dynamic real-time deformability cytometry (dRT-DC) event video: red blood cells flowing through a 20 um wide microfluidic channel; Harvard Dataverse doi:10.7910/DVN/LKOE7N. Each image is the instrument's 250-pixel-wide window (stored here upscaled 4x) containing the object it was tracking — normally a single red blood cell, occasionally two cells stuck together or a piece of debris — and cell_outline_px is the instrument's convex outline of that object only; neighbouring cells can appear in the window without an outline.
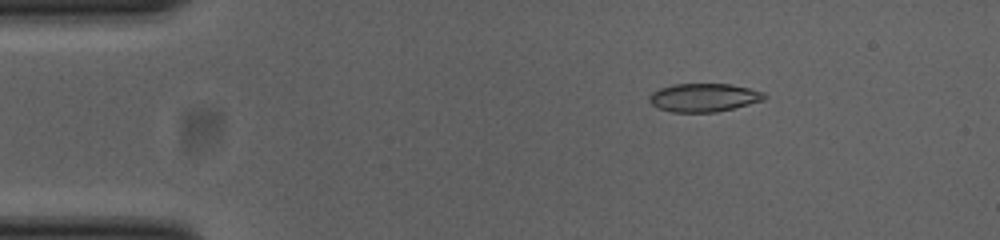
{"species": "common noctule bat (a hibernating species)", "species_latin": "Nyctalus noctula", "temperature_condition": "cold", "stored_images_in_passage": 52, "camera_frame_rate_fps": 3000, "um_per_image_px": 0.085, "animal": {"sex": "female", "body_mass_g": 23.0, "forearm_length_mm": 53.4}, "frame": {"image": 1, "passage_image": 8, "time_ms": 2.333, "image_size_px": [1000, 240], "cell_outline_px": [[768, 96], [764, 100], [716, 112], [672, 112], [660, 108], [652, 104], [648, 100], [648, 96], [652, 92], [660, 88], [672, 84], [732, 84], [764, 92]], "centroid_in_image_um": [59.82, 8.28], "position_along_channel_um": 25.2, "area_um2": 18.96}}
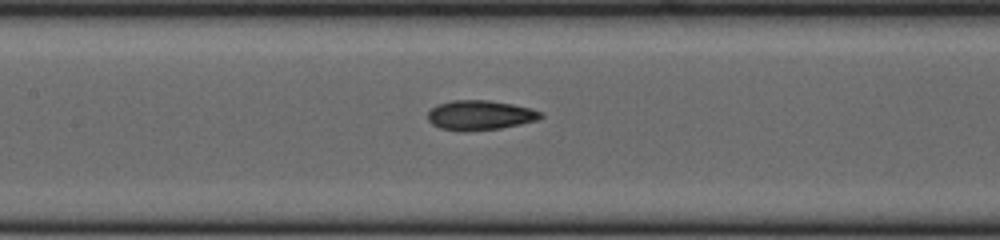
{"frame": {"image": 2, "passage_image": 24, "time_ms": 7.667, "image_size_px": [1000, 240], "cell_outline_px": [[544, 116], [536, 120], [520, 124], [500, 128], [460, 132], [440, 128], [432, 124], [428, 120], [428, 112], [436, 104], [452, 100], [488, 100], [512, 104], [532, 108], [540, 112]], "centroid_in_image_um": [40.77, 9.79], "position_along_channel_um": 166.6, "area_um2": 19.59}}
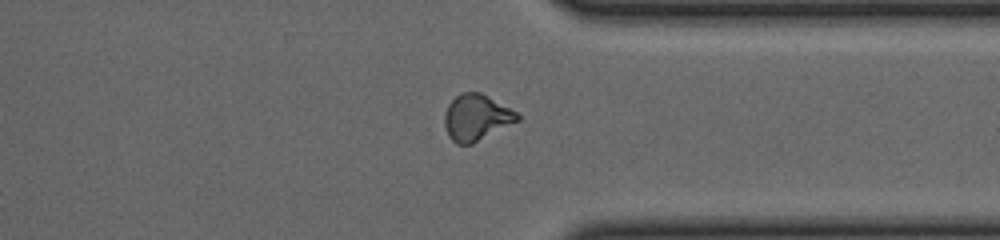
{"frame": {"image": 3, "passage_image": 40, "time_ms": 13.0, "image_size_px": [1000, 240], "cell_outline_px": [[520, 120], [472, 144], [456, 144], [448, 136], [444, 124], [444, 116], [448, 104], [460, 92], [480, 92], [516, 112], [520, 116]], "centroid_in_image_um": [40.47, 10.0], "position_along_channel_um": 370.9, "area_um2": 19.48}, "authors_computed_cell_mechanics": {"area_um2": 18.9584, "velocity_mm_per_s": 3.8805, "shape_relaxation_time_tau1_ms": null, "shape_relaxation_time_tau2_ms": 2.2346, "deformation_change_tau1": null, "deformation_change_tau2": 0.088}}